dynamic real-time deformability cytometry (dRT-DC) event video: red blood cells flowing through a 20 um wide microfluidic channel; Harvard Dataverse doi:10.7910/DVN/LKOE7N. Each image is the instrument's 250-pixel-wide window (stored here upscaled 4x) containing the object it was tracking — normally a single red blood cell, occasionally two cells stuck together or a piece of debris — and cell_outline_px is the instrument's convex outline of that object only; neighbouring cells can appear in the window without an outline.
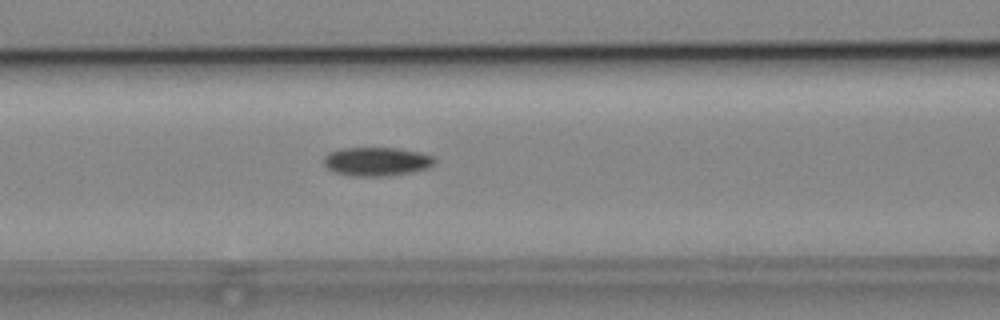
{"species": "common noctule bat (a hibernating species)", "species_latin": "Nyctalus noctula", "temperature_condition": "cold", "stored_images_in_passage": 53, "camera_frame_rate_fps": 3000, "um_per_image_px": 0.085, "animal": {"sex": "male", "body_mass_g": 19.2, "forearm_length_mm": 51.8}, "frame": {"image": 1, "passage_image": 22, "time_ms": 7.0, "image_size_px": [1000, 320], "cell_outline_px": [[436, 164], [424, 168], [408, 172], [384, 176], [352, 176], [336, 172], [328, 168], [324, 164], [324, 156], [328, 152], [340, 148], [400, 148], [420, 152], [432, 156], [436, 160]], "centroid_in_image_um": [31.99, 13.71], "position_along_channel_um": 134.6, "area_um2": 18.44}}
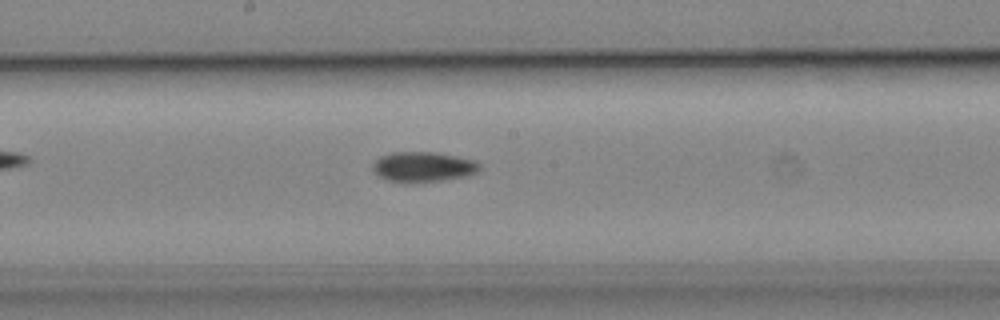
{"frame": {"image": 2, "passage_image": 28, "time_ms": 9.0, "image_size_px": [1000, 320], "cell_outline_px": [[480, 168], [476, 172], [468, 176], [444, 180], [388, 180], [376, 176], [372, 168], [372, 164], [380, 156], [392, 152], [436, 152], [456, 156], [472, 160], [480, 164]], "centroid_in_image_um": [35.95, 14.15], "position_along_channel_um": 212.2, "area_um2": 18.26}}
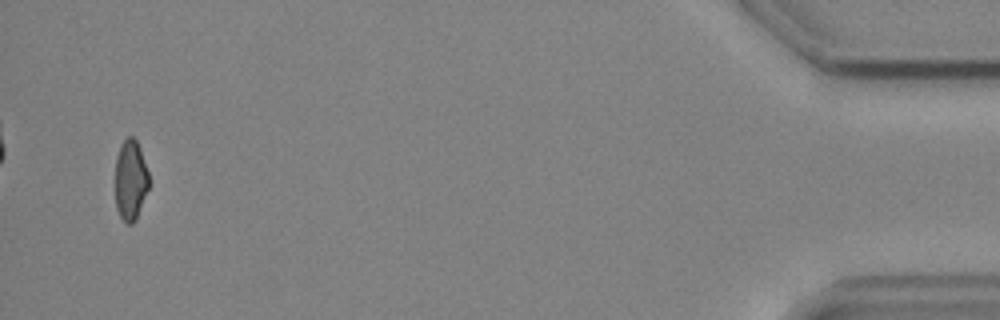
{"frame": {"image": 3, "passage_image": 51, "time_ms": 16.667, "image_size_px": [1000, 320], "cell_outline_px": [[148, 188], [136, 220], [132, 224], [128, 224], [120, 216], [116, 208], [116, 156], [120, 144], [128, 136], [132, 136], [136, 140], [140, 148], [148, 172]], "centroid_in_image_um": [11.09, 15.29], "position_along_channel_um": 424.1, "area_um2": 15.66}}